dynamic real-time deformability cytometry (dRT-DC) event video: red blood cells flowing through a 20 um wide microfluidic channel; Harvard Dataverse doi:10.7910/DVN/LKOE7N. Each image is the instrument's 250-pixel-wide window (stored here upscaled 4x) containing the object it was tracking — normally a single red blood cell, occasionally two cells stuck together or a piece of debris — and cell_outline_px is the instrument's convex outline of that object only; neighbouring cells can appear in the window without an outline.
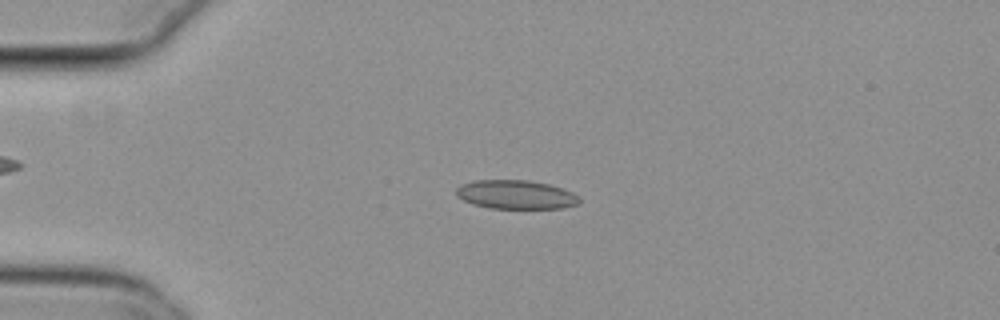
{"species": "common noctule bat (a hibernating species)", "species_latin": "Nyctalus noctula", "temperature_condition": "cold", "stored_images_in_passage": 54, "camera_frame_rate_fps": 3000, "um_per_image_px": 0.085, "animal": {"sex": "female", "body_mass_g": 29.2, "forearm_length_mm": 56.3}, "frame": {"image": 1, "passage_image": 13, "time_ms": 4.0, "image_size_px": [1000, 320], "cell_outline_px": [[580, 204], [564, 208], [488, 208], [472, 204], [456, 196], [456, 188], [460, 184], [476, 180], [528, 180], [548, 184], [564, 188], [580, 196]], "centroid_in_image_um": [43.87, 16.54], "position_along_channel_um": 41.1, "area_um2": 20.92}}
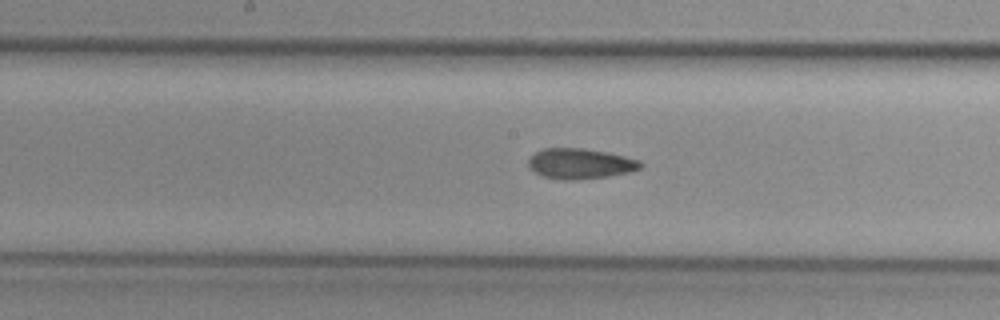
{"frame": {"image": 2, "passage_image": 28, "time_ms": 9.0, "image_size_px": [1000, 320], "cell_outline_px": [[644, 164], [640, 168], [628, 172], [608, 176], [572, 180], [564, 180], [544, 176], [532, 172], [528, 168], [528, 156], [544, 148], [584, 148], [608, 152], [640, 160]], "centroid_in_image_um": [49.28, 13.9], "position_along_channel_um": 198.9, "area_um2": 20.0}}
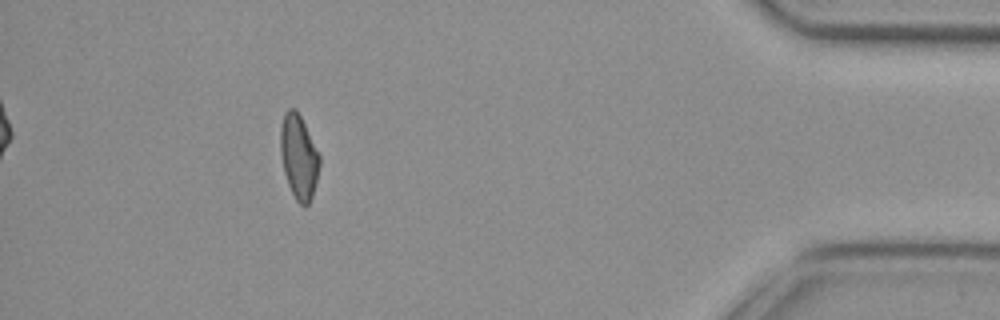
{"frame": {"image": 3, "passage_image": 49, "time_ms": 16.0, "image_size_px": [1000, 320], "cell_outline_px": [[320, 164], [312, 196], [308, 204], [304, 208], [296, 200], [288, 184], [284, 172], [280, 156], [280, 128], [284, 112], [288, 108], [296, 108], [320, 152]], "centroid_in_image_um": [25.39, 13.29], "position_along_channel_um": 409.8, "area_um2": 19.48}, "authors_computed_cell_mechanics": {"area_um2": 19.9121, "velocity_mm_per_s": 3.7943, "shape_relaxation_time_tau1_ms": null, "shape_relaxation_time_tau2_ms": 3.3659, "deformation_change_tau1": null, "deformation_change_tau2": 0.0875}}